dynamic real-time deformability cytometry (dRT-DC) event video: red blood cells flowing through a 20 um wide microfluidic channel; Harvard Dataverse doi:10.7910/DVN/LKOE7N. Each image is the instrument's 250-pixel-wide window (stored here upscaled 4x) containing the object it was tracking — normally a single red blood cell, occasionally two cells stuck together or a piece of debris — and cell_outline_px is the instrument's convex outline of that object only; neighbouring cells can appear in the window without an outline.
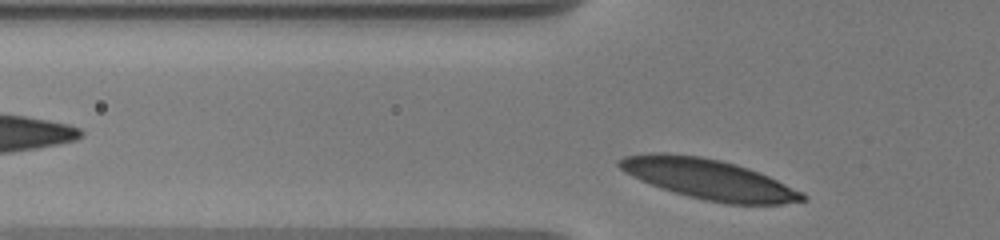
{"species": "human", "species_latin": "Homo sapiens", "temperature_condition": "warm", "stored_images_in_passage": 15, "segment_of_instrument_passage": [2, 2], "camera_frame_rate_fps": 3000, "um_per_image_px": 0.085, "donor": {"sex": "male"}, "frame": {"image": 1, "passage_image": 15, "time_ms": 8.0, "image_size_px": [1000, 240], "cell_outline_px": [[808, 200], [780, 204], [728, 204], [688, 196], [652, 184], [632, 176], [624, 172], [616, 164], [616, 160], [624, 156], [648, 152], [668, 152], [700, 156], [720, 160], [748, 168], [768, 176], [808, 196]], "centroid_in_image_um": [60.19, 15.2], "position_along_channel_um": 65.6, "area_um2": 42.48}}